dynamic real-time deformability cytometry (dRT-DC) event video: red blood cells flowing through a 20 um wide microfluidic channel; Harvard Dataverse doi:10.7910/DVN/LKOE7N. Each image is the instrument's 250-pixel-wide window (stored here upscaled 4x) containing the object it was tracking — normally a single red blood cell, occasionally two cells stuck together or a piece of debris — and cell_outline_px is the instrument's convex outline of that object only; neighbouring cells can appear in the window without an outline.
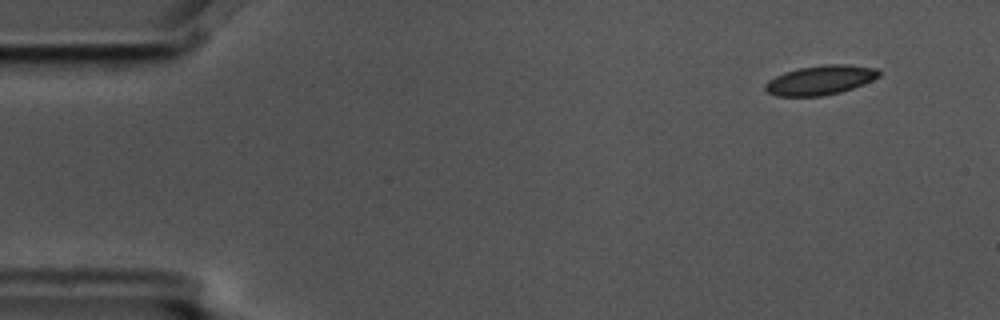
{"species": "common noctule bat (a hibernating species)", "species_latin": "Nyctalus noctula", "temperature_condition": "cold", "stored_images_in_passage": 5, "camera_frame_rate_fps": 3000, "um_per_image_px": 0.085, "animal": {"sex": "male", "body_mass_g": 17.5, "forearm_length_mm": 52.3}, "frame": {"image": 1, "passage_image": 2, "time_ms": 0.333, "image_size_px": [1000, 320], "cell_outline_px": [[880, 76], [864, 84], [840, 92], [824, 96], [776, 96], [768, 92], [764, 88], [764, 84], [768, 80], [784, 72], [800, 68], [824, 64], [848, 64], [876, 68], [880, 72]], "centroid_in_image_um": [69.73, 6.81], "position_along_channel_um": 15.3, "area_um2": 19.54}}
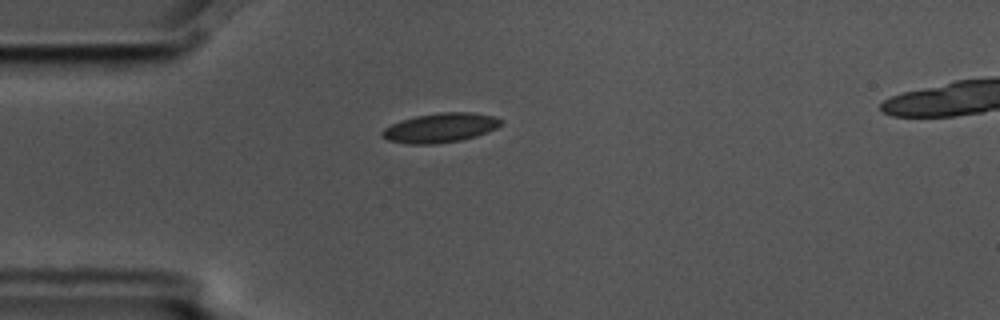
{"frame": {"image": 2, "passage_image": 5, "time_ms": 1.333, "image_size_px": [1000, 320], "cell_outline_px": [[504, 120], [496, 128], [488, 132], [476, 136], [460, 140], [436, 144], [408, 144], [388, 140], [380, 136], [380, 132], [384, 128], [400, 120], [416, 116], [440, 112], [472, 112], [492, 116]], "centroid_in_image_um": [37.4, 10.86], "position_along_channel_um": 47.6, "area_um2": 20.4}}